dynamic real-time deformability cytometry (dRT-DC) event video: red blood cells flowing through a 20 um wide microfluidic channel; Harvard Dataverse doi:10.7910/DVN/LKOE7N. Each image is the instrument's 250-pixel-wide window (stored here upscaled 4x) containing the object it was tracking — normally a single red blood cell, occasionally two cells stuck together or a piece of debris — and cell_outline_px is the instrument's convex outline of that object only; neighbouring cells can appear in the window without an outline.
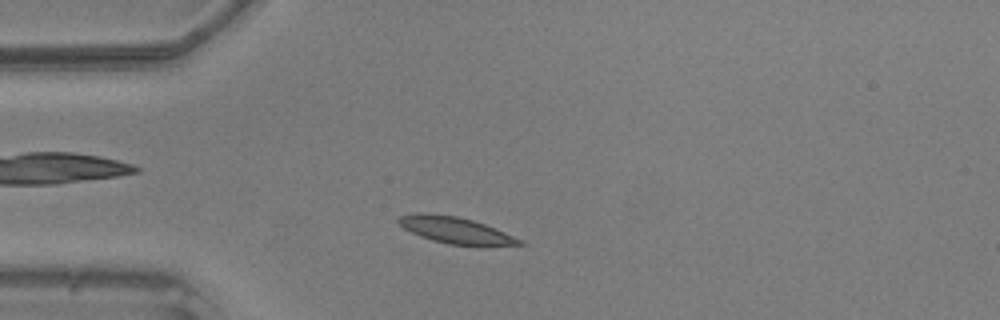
{"species": "common noctule bat (a hibernating species)", "species_latin": "Nyctalus noctula", "temperature_condition": "warm", "stored_images_in_passage": 42, "camera_frame_rate_fps": 3000, "um_per_image_px": 0.085, "animal": {"sex": "male", "body_mass_g": 20.5, "forearm_length_mm": 52.5}, "frame": {"image": 1, "passage_image": 6, "time_ms": 1.667, "image_size_px": [1000, 320], "cell_outline_px": [[524, 244], [480, 248], [448, 244], [432, 240], [420, 236], [404, 228], [396, 220], [400, 216], [416, 212], [428, 212], [456, 216], [472, 220], [496, 228], [524, 240]], "centroid_in_image_um": [38.8, 19.6], "position_along_channel_um": 46.2, "area_um2": 19.36}}
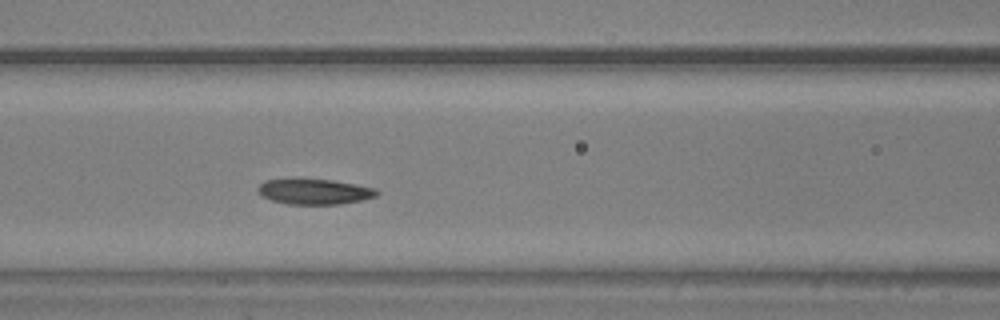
{"frame": {"image": 2, "passage_image": 14, "time_ms": 4.333, "image_size_px": [1000, 320], "cell_outline_px": [[380, 192], [376, 196], [360, 200], [340, 204], [288, 204], [272, 200], [260, 196], [256, 188], [264, 180], [296, 176], [332, 180], [376, 188]], "centroid_in_image_um": [26.64, 16.24], "position_along_channel_um": 140.0, "area_um2": 18.32}}
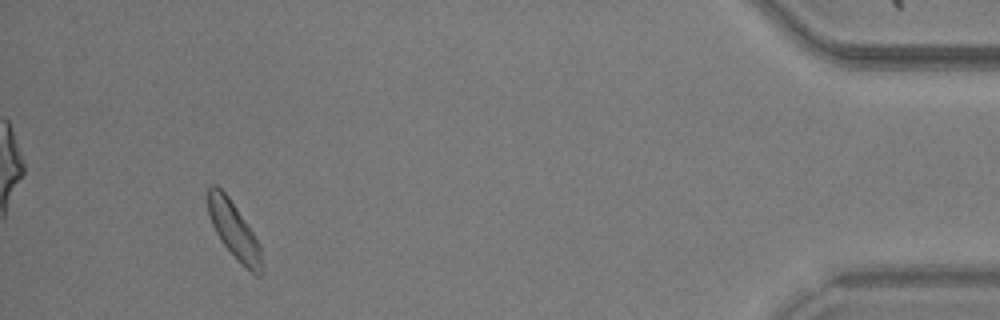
{"frame": {"image": 3, "passage_image": 39, "time_ms": 12.667, "image_size_px": [1000, 320], "cell_outline_px": [[264, 272], [260, 276], [256, 276], [220, 240], [208, 216], [208, 188], [212, 184], [216, 184], [228, 196], [260, 244], [264, 264]], "centroid_in_image_um": [19.91, 19.58], "position_along_channel_um": 415.3, "area_um2": 17.4}}